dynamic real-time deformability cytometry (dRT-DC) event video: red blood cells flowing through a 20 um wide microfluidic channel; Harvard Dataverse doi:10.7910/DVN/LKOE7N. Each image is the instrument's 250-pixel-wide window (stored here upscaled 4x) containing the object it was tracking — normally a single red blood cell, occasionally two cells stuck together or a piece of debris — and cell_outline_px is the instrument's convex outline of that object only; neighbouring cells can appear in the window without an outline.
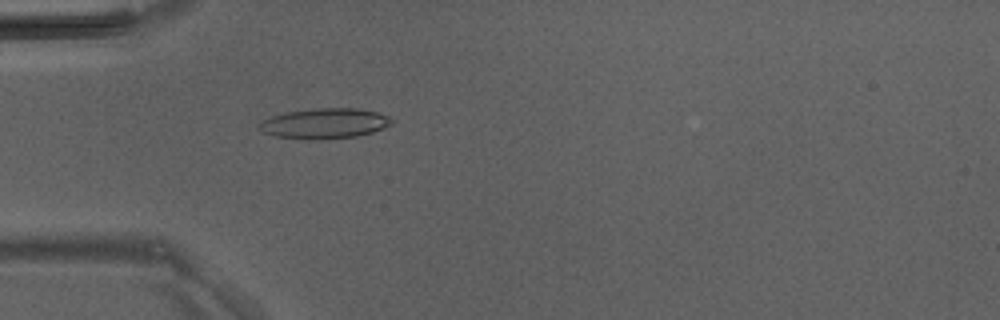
{"species": "Egyptian fruit bat (a non-hibernating species)", "species_latin": "Rousettus aegyptiacus", "temperature_condition": "room temperature", "stored_images_in_passage": 39, "camera_frame_rate_fps": 3000, "um_per_image_px": 0.085, "animal": {"sex": "male"}, "frame": {"image": 1, "passage_image": 8, "time_ms": 2.333, "image_size_px": [1000, 320], "cell_outline_px": [[396, 120], [392, 124], [384, 128], [372, 132], [356, 136], [320, 140], [308, 140], [276, 136], [264, 132], [256, 128], [264, 120], [272, 116], [284, 112], [316, 108], [356, 108], [376, 112], [388, 116]], "centroid_in_image_um": [27.61, 10.5], "position_along_channel_um": 57.4, "area_um2": 23.52}}
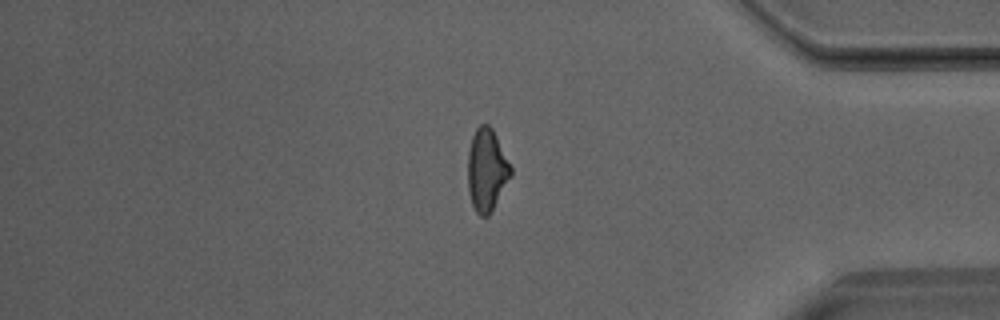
{"frame": {"image": 2, "passage_image": 32, "time_ms": 10.333, "image_size_px": [1000, 320], "cell_outline_px": [[512, 176], [488, 216], [480, 216], [476, 212], [472, 204], [468, 192], [468, 152], [472, 136], [476, 128], [480, 124], [488, 124], [492, 128], [512, 168]], "centroid_in_image_um": [41.37, 14.45], "position_along_channel_um": 393.8, "area_um2": 20.58}}
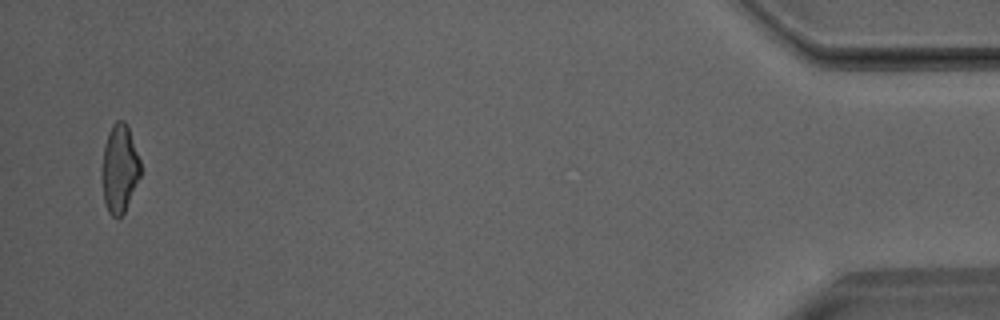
{"frame": {"image": 3, "passage_image": 38, "time_ms": 12.333, "image_size_px": [1000, 320], "cell_outline_px": [[140, 176], [124, 212], [120, 216], [112, 216], [108, 212], [104, 200], [100, 168], [104, 144], [108, 132], [112, 124], [116, 120], [124, 120], [128, 124], [140, 160]], "centroid_in_image_um": [10.13, 14.27], "position_along_channel_um": 425.1, "area_um2": 20.06}}